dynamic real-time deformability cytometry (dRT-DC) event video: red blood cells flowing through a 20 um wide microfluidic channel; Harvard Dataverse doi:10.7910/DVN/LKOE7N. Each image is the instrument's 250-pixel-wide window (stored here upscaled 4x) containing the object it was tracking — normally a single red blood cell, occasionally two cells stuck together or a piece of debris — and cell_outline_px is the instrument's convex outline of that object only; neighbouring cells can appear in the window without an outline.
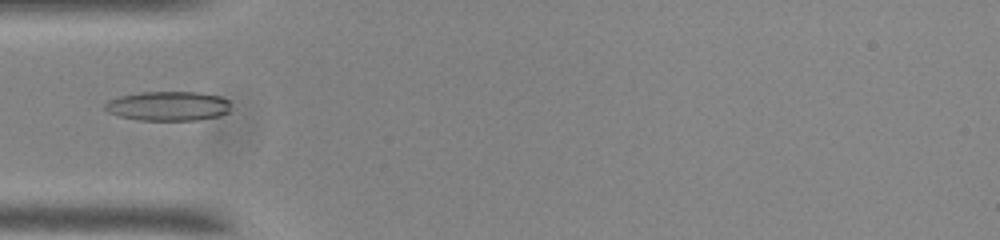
{"species": "common noctule bat (a hibernating species)", "species_latin": "Nyctalus noctula", "temperature_condition": "room temperature", "stored_images_in_passage": 13, "camera_frame_rate_fps": 3000, "um_per_image_px": 0.085, "animal": {"sex": "male", "body_mass_g": 20.0, "forearm_length_mm": 53.3}, "frame": {"image": 1, "passage_image": 1, "time_ms": 0.0, "image_size_px": [1000, 240], "cell_outline_px": [[228, 112], [220, 116], [196, 120], [140, 120], [120, 116], [108, 112], [104, 108], [104, 104], [108, 100], [120, 96], [140, 92], [200, 92], [220, 96], [228, 100]], "centroid_in_image_um": [14.28, 9.01], "position_along_channel_um": 70.7, "area_um2": 21.56}}
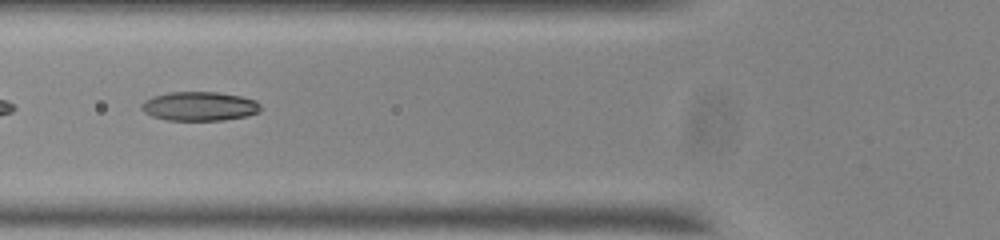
{"frame": {"image": 2, "passage_image": 4, "time_ms": 1.0, "image_size_px": [1000, 240], "cell_outline_px": [[264, 108], [260, 112], [248, 116], [224, 120], [168, 120], [152, 116], [144, 112], [140, 108], [140, 104], [144, 100], [152, 96], [168, 92], [216, 92], [240, 96], [256, 100]], "centroid_in_image_um": [16.97, 9.03], "position_along_channel_um": 108.8, "area_um2": 20.46}}
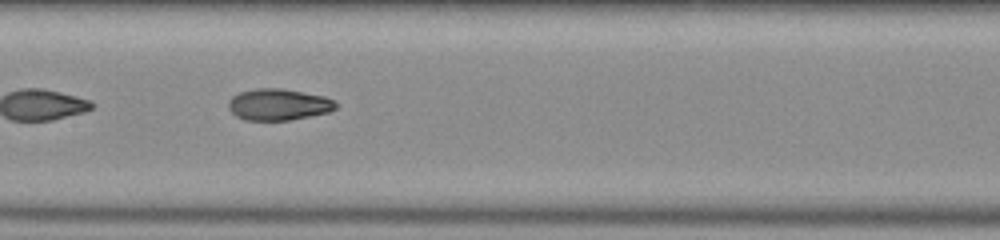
{"frame": {"image": 3, "passage_image": 10, "time_ms": 3.0, "image_size_px": [1000, 240], "cell_outline_px": [[340, 104], [336, 108], [328, 112], [288, 120], [244, 120], [236, 116], [228, 108], [228, 100], [232, 96], [240, 92], [256, 88], [280, 88], [324, 96]], "centroid_in_image_um": [23.65, 8.88], "position_along_channel_um": 183.8, "area_um2": 19.65}}